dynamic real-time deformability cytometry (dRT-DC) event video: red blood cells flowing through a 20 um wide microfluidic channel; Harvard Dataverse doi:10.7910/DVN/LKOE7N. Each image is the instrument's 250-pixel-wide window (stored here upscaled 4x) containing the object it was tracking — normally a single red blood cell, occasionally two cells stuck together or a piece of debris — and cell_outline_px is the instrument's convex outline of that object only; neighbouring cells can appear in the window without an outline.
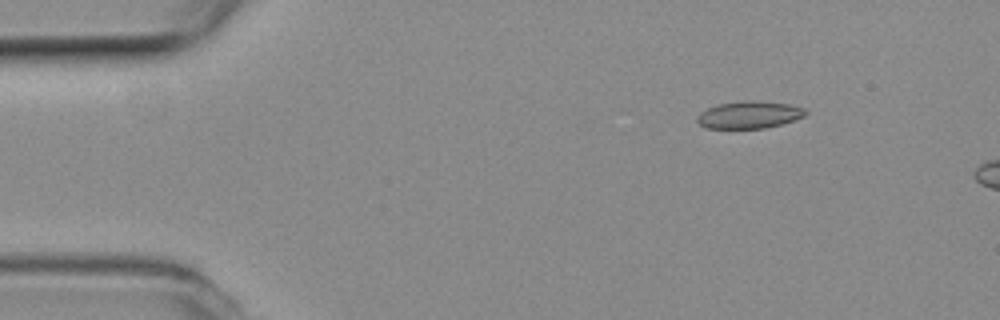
{"species": "common noctule bat (a hibernating species)", "species_latin": "Nyctalus noctula", "temperature_condition": "room temperature", "stored_images_in_passage": 4, "camera_frame_rate_fps": 3000, "um_per_image_px": 0.085, "animal": {"sex": "female", "body_mass_g": 19.3, "forearm_length_mm": 54.1}, "frame": {"image": 1, "passage_image": 2, "time_ms": 0.333, "image_size_px": [1000, 320], "cell_outline_px": [[808, 112], [804, 116], [780, 124], [764, 128], [704, 128], [696, 120], [696, 116], [700, 112], [708, 108], [720, 104], [752, 100], [788, 104], [804, 108]], "centroid_in_image_um": [63.66, 9.76], "position_along_channel_um": 21.3, "area_um2": 16.94}}